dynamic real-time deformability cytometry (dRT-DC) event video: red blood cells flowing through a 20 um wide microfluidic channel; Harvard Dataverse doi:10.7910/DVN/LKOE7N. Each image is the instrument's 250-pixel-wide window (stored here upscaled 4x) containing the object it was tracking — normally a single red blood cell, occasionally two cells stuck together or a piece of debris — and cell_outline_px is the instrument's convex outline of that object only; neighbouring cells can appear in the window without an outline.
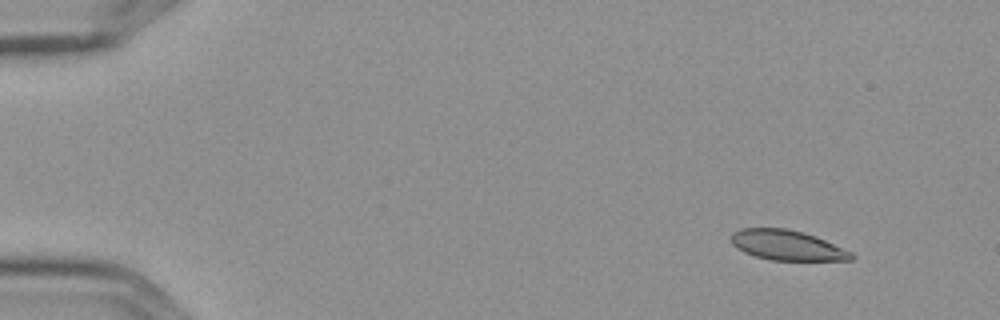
{"species": "Egyptian fruit bat (a non-hibernating species)", "species_latin": "Rousettus aegyptiacus", "temperature_condition": "cold", "stored_images_in_passage": 5, "camera_frame_rate_fps": 3000, "um_per_image_px": 0.085, "frame": {"image": 1, "passage_image": 1, "time_ms": 0.0, "image_size_px": [1000, 320], "cell_outline_px": [[856, 256], [852, 260], [772, 260], [756, 256], [744, 252], [736, 248], [732, 244], [732, 232], [740, 228], [784, 228], [804, 232], [816, 236], [852, 252]], "centroid_in_image_um": [66.91, 20.84], "position_along_channel_um": 18.1, "area_um2": 21.04}}
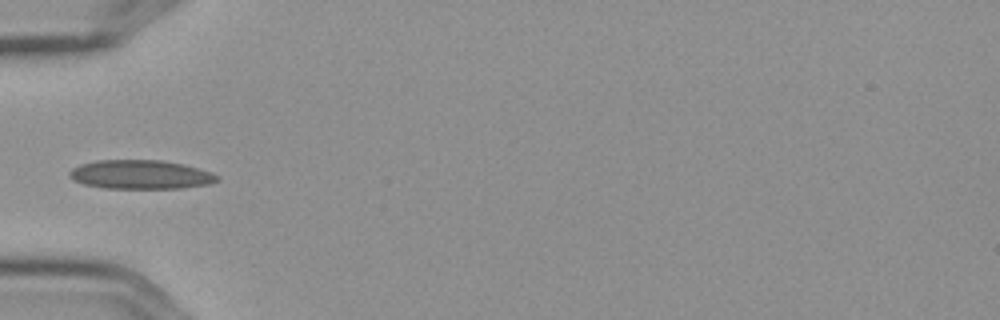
{"frame": {"image": 2, "passage_image": 5, "time_ms": 1.333, "image_size_px": [1000, 320], "cell_outline_px": [[220, 180], [208, 184], [180, 188], [104, 188], [84, 184], [72, 180], [68, 176], [68, 172], [72, 168], [80, 164], [96, 160], [160, 160], [184, 164], [212, 172], [220, 176]], "centroid_in_image_um": [11.94, 14.83], "position_along_channel_um": 73.1, "area_um2": 25.09}}